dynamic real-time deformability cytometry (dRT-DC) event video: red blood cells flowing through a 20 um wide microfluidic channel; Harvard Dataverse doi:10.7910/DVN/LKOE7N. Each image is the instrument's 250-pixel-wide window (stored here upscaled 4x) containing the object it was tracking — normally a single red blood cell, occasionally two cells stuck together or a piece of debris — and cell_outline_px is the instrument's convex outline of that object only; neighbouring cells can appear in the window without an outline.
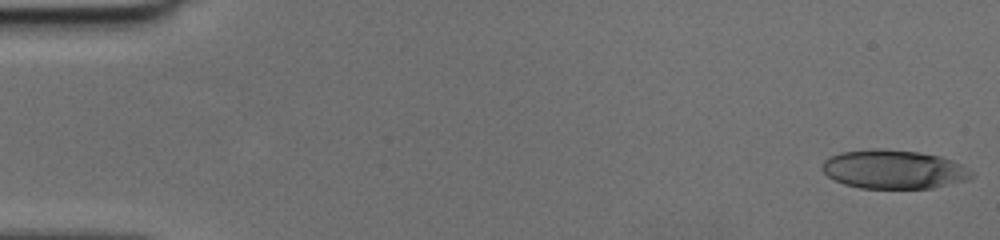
{"species": "human", "species_latin": "Homo sapiens", "temperature_condition": "cold", "stored_images_in_passage": 22, "camera_frame_rate_fps": 3000, "um_per_image_px": 0.085, "donor": {"sex": "female"}, "frame": {"image": 1, "passage_image": 1, "time_ms": 0.0, "image_size_px": [1000, 240], "cell_outline_px": [[976, 176], [968, 180], [932, 188], [860, 188], [844, 184], [828, 176], [820, 168], [824, 160], [840, 152], [876, 148], [880, 148], [920, 152], [940, 156], [952, 160], [960, 164], [972, 172]], "centroid_in_image_um": [75.97, 14.39], "position_along_channel_um": 9.0, "area_um2": 33.87}}
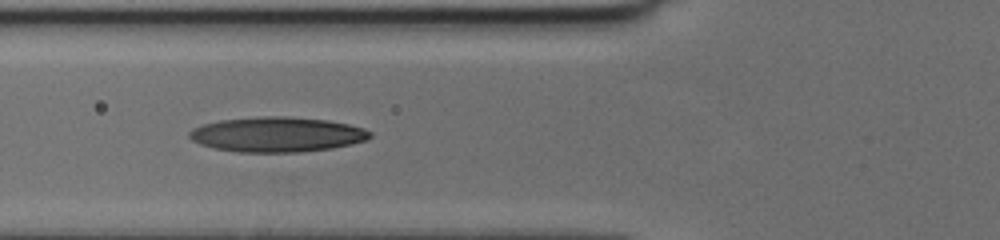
{"frame": {"image": 2, "passage_image": 19, "time_ms": 6.0, "image_size_px": [1000, 240], "cell_outline_px": [[372, 136], [368, 140], [352, 144], [332, 148], [300, 152], [240, 152], [212, 148], [200, 144], [192, 140], [188, 136], [188, 132], [192, 128], [204, 124], [220, 120], [260, 116], [288, 116], [328, 120], [348, 124], [364, 128], [372, 132]], "centroid_in_image_um": [23.56, 11.43], "position_along_channel_um": 102.2, "area_um2": 37.11}}
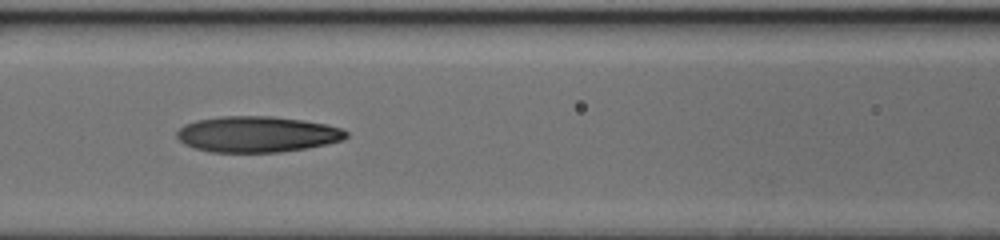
{"frame": {"image": 3, "passage_image": 22, "time_ms": 7.0, "image_size_px": [1000, 240], "cell_outline_px": [[348, 136], [344, 140], [328, 144], [308, 148], [280, 152], [212, 152], [196, 148], [184, 144], [176, 136], [176, 132], [184, 124], [196, 120], [220, 116], [272, 116], [304, 120], [324, 124], [340, 128], [348, 132]], "centroid_in_image_um": [21.87, 11.41], "position_along_channel_um": 144.7, "area_um2": 35.6}}